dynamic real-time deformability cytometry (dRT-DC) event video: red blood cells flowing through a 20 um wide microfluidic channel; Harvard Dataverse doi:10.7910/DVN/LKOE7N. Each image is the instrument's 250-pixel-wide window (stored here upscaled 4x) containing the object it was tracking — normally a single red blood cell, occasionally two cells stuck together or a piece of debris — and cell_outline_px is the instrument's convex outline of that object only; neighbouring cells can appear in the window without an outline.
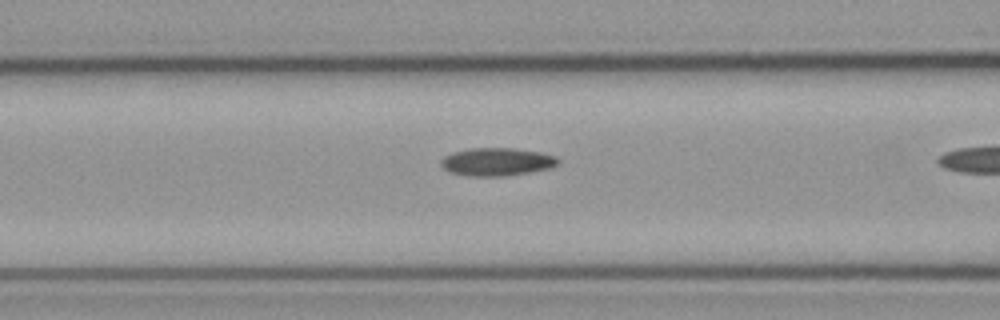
{"species": "common noctule bat (a hibernating species)", "species_latin": "Nyctalus noctula", "temperature_condition": "cold", "stored_images_in_passage": 18, "camera_frame_rate_fps": 3000, "um_per_image_px": 0.085, "animal": {"sex": "male", "body_mass_g": 23.1, "forearm_length_mm": 52.7}, "frame": {"image": 1, "passage_image": 17, "time_ms": 5.333, "image_size_px": [1000, 320], "cell_outline_px": [[560, 160], [552, 168], [504, 176], [468, 176], [452, 172], [444, 168], [440, 164], [440, 160], [444, 156], [452, 152], [468, 148], [512, 148], [540, 152], [556, 156]], "centroid_in_image_um": [42.22, 13.74], "position_along_channel_um": 124.4, "area_um2": 19.07}}